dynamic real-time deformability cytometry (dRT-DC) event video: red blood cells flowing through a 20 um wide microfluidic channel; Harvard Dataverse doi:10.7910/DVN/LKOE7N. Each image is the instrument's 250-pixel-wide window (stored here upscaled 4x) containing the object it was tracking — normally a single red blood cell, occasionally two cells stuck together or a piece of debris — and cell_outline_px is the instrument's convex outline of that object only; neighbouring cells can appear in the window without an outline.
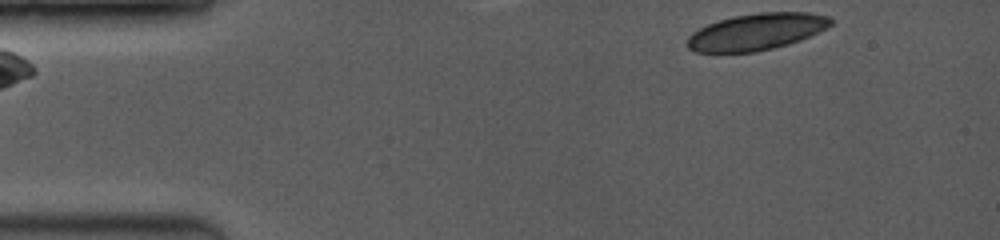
{"species": "common noctule bat (a hibernating species)", "species_latin": "Nyctalus noctula", "temperature_condition": "room temperature", "stored_images_in_passage": 23, "camera_frame_rate_fps": 3500, "um_per_image_px": 0.085, "animal": {"sex": "female", "body_mass_g": 19.0, "forearm_length_mm": 53.3}, "frame": {"image": 1, "passage_image": 1, "time_ms": 0.0, "image_size_px": [1000, 240], "cell_outline_px": [[832, 24], [828, 28], [800, 40], [788, 44], [756, 52], [696, 52], [688, 48], [688, 36], [692, 32], [708, 24], [720, 20], [736, 16], [760, 12], [808, 12], [828, 16], [832, 20]], "centroid_in_image_um": [64.33, 2.7], "position_along_channel_um": 20.7, "area_um2": 30.46}}
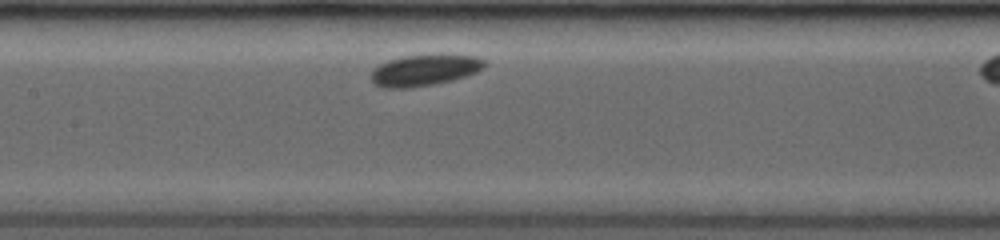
{"frame": {"image": 2, "passage_image": 13, "time_ms": 4.286, "image_size_px": [1000, 240], "cell_outline_px": [[484, 68], [476, 72], [452, 80], [432, 84], [408, 88], [384, 88], [372, 84], [368, 76], [380, 64], [388, 60], [404, 56], [476, 56], [484, 60]], "centroid_in_image_um": [36.0, 6.0], "position_along_channel_um": 171.4, "area_um2": 20.17}}
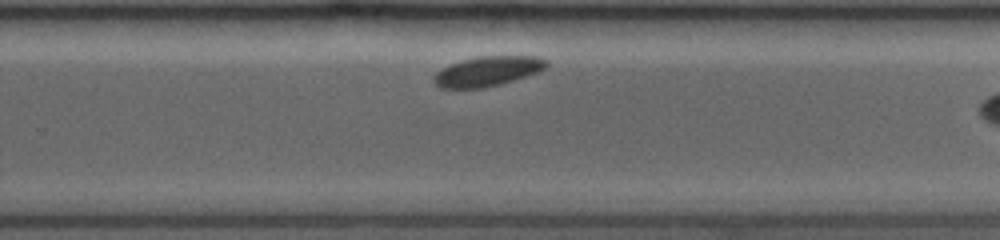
{"frame": {"image": 3, "passage_image": 22, "time_ms": 7.429, "image_size_px": [1000, 240], "cell_outline_px": [[548, 64], [544, 68], [536, 72], [500, 84], [484, 88], [440, 88], [432, 80], [432, 76], [436, 72], [448, 64], [460, 60], [480, 56], [536, 56], [548, 60]], "centroid_in_image_um": [41.38, 6.05], "position_along_channel_um": 288.4, "area_um2": 19.54}}